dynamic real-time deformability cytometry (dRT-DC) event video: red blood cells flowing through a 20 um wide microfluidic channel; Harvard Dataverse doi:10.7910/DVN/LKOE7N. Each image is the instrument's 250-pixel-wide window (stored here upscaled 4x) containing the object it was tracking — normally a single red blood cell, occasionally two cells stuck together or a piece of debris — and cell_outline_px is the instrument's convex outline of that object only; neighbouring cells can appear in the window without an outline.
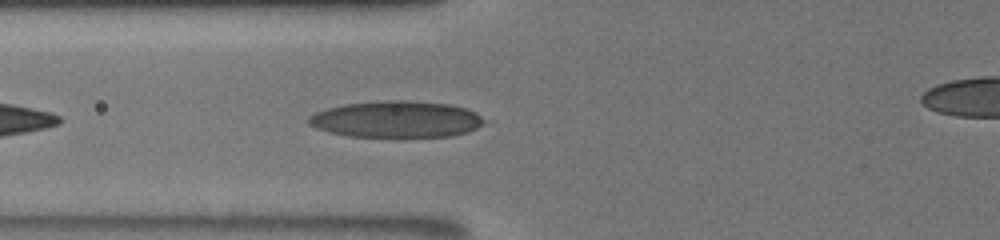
{"species": "human", "species_latin": "Homo sapiens", "temperature_condition": "room temperature", "stored_images_in_passage": 3, "camera_frame_rate_fps": 3000, "um_per_image_px": 0.085, "donor": {"sex": "male"}, "frame": {"image": 1, "passage_image": 3, "time_ms": 1.0, "image_size_px": [1000, 240], "cell_outline_px": [[484, 120], [476, 128], [468, 132], [452, 136], [348, 136], [328, 132], [316, 128], [308, 124], [308, 116], [316, 112], [328, 108], [344, 104], [388, 100], [408, 100], [448, 104], [464, 108], [476, 112]], "centroid_in_image_um": [33.65, 10.13], "position_along_channel_um": 92.1, "area_um2": 37.05}}